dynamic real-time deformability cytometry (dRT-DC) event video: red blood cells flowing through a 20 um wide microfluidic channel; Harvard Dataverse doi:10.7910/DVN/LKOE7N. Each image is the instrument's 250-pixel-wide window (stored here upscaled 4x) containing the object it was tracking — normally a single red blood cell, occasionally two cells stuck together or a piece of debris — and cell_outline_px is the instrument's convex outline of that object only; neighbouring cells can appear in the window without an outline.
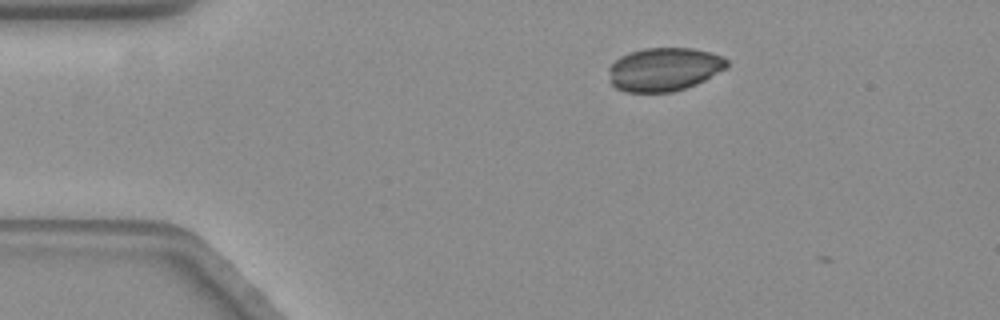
{"species": "common noctule bat (a hibernating species)", "species_latin": "Nyctalus noctula", "temperature_condition": "warm", "stored_images_in_passage": 4, "camera_frame_rate_fps": 3000, "um_per_image_px": 0.085, "animal": {"sex": "female", "body_mass_g": 19.3, "forearm_length_mm": 54.1}, "frame": {"image": 1, "passage_image": 3, "time_ms": 0.667, "image_size_px": [1000, 320], "cell_outline_px": [[728, 68], [696, 84], [672, 92], [624, 92], [616, 88], [608, 80], [608, 68], [620, 56], [628, 52], [644, 48], [692, 48], [712, 52], [728, 60]], "centroid_in_image_um": [56.43, 5.89], "position_along_channel_um": 28.6, "area_um2": 30.17}}